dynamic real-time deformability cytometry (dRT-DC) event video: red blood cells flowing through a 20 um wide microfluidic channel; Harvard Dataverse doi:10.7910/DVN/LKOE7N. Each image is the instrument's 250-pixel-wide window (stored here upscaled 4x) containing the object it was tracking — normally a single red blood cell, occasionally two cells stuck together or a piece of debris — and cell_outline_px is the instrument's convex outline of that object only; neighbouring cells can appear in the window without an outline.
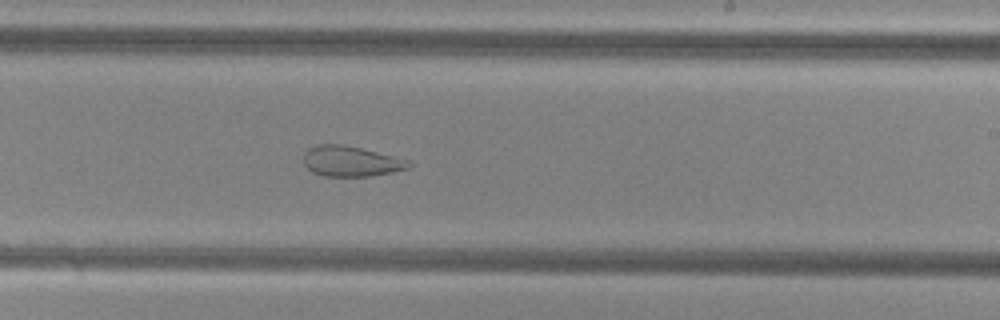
{"species": "common noctule bat (a hibernating species)", "species_latin": "Nyctalus noctula", "temperature_condition": "cold", "stored_images_in_passage": 55, "camera_frame_rate_fps": 3000, "um_per_image_px": 0.085, "animal": {"sex": "female", "body_mass_g": 29.2, "forearm_length_mm": 56.3}, "frame": {"image": 1, "passage_image": 34, "time_ms": 11.0, "image_size_px": [1000, 320], "cell_outline_px": [[412, 164], [408, 168], [392, 172], [368, 176], [324, 176], [312, 172], [304, 164], [304, 152], [308, 148], [316, 144], [344, 144], [408, 160]], "centroid_in_image_um": [29.78, 13.7], "position_along_channel_um": 259.2, "area_um2": 18.5}}
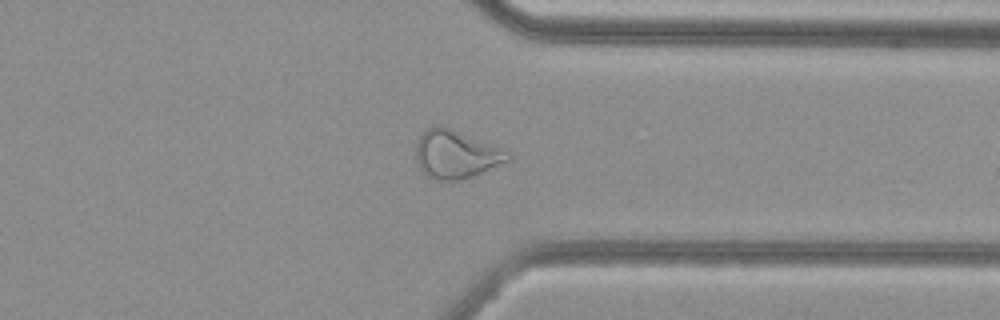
{"frame": {"image": 2, "passage_image": 43, "time_ms": 14.0, "image_size_px": [1000, 320], "cell_outline_px": [[512, 156], [508, 160], [472, 176], [460, 180], [436, 180], [428, 176], [420, 168], [416, 160], [416, 144], [420, 136], [428, 128], [448, 128]], "centroid_in_image_um": [38.64, 13.18], "position_along_channel_um": 372.8, "area_um2": 24.04}}
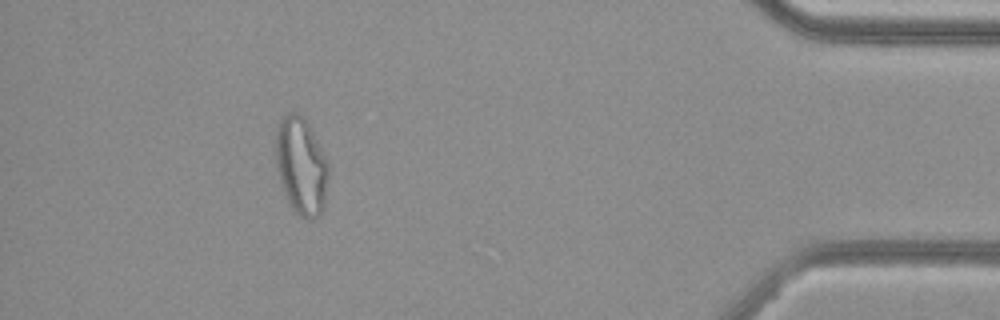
{"frame": {"image": 3, "passage_image": 50, "time_ms": 16.333, "image_size_px": [1000, 320], "cell_outline_px": [[328, 176], [324, 208], [312, 220], [300, 216], [288, 204], [276, 168], [276, 128], [280, 120], [288, 112], [296, 112], [304, 116], [328, 160]], "centroid_in_image_um": [25.6, 14.09], "position_along_channel_um": 409.6, "area_um2": 30.06}, "authors_computed_cell_mechanics": {"area_um2": 29.7092, "velocity_mm_per_s": 3.8258, "shape_relaxation_time_tau1_ms": null, "shape_relaxation_time_tau2_ms": 2.1222, "deformation_change_tau1": null, "deformation_change_tau2": 0.101}}